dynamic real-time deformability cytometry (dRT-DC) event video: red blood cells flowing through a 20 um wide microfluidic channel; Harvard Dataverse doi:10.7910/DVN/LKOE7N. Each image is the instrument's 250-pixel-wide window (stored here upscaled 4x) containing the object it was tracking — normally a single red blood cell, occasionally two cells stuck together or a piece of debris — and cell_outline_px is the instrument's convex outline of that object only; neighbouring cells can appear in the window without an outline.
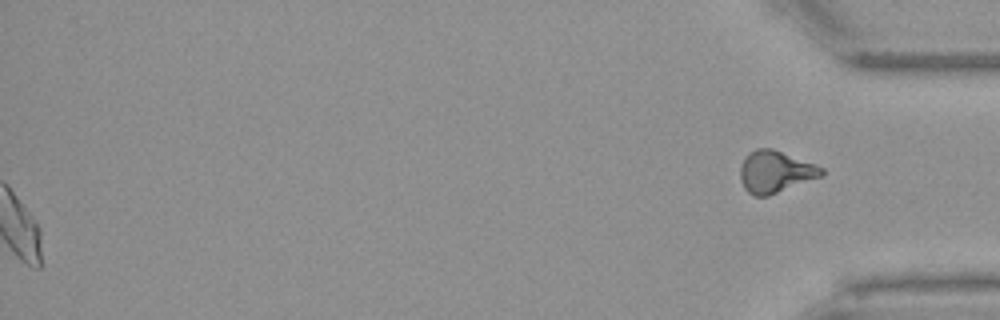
{"species": "Egyptian fruit bat (a non-hibernating species)", "species_latin": "Rousettus aegyptiacus", "temperature_condition": "warm", "stored_images_in_passage": 46, "segment_of_instrument_passage": [2, 2], "camera_frame_rate_fps": 3000, "um_per_image_px": 0.085, "animal": {"sex": "female"}, "frame": {"image": 1, "passage_image": 46, "time_ms": 15.0, "image_size_px": [1000, 320], "cell_outline_px": [[824, 176], [768, 196], [756, 196], [748, 192], [744, 188], [740, 180], [740, 168], [744, 160], [756, 148], [772, 148], [816, 164], [824, 168]], "centroid_in_image_um": [65.94, 14.61], "position_along_channel_um": 369.3, "area_um2": 19.88}}